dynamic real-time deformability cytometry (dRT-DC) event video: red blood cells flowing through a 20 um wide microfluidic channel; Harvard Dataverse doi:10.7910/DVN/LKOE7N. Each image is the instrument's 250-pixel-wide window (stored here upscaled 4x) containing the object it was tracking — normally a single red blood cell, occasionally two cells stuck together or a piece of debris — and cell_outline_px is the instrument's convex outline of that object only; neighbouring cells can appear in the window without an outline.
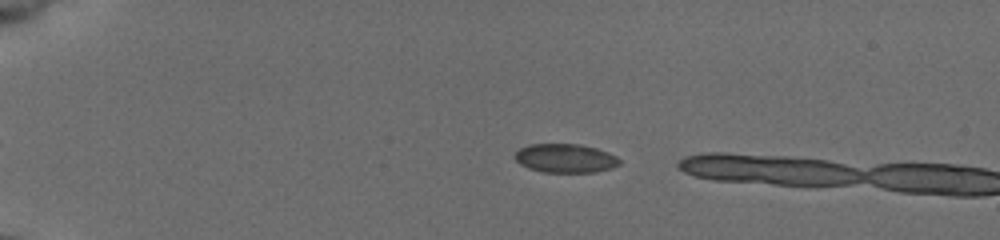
{"species": "common noctule bat (a hibernating species)", "species_latin": "Nyctalus noctula", "temperature_condition": "cold", "stored_images_in_passage": 7, "camera_frame_rate_fps": 3000, "um_per_image_px": 0.085, "animal": {"sex": "female", "body_mass_g": 19.5, "forearm_length_mm": 54.1}, "frame": {"image": 1, "passage_image": 5, "time_ms": 1.333, "image_size_px": [1000, 240], "cell_outline_px": [[620, 164], [612, 168], [596, 172], [544, 172], [528, 168], [520, 164], [512, 156], [520, 148], [528, 144], [580, 144], [596, 148], [608, 152], [616, 156], [620, 160]], "centroid_in_image_um": [48.04, 13.45], "position_along_channel_um": 37.0, "area_um2": 17.69}}